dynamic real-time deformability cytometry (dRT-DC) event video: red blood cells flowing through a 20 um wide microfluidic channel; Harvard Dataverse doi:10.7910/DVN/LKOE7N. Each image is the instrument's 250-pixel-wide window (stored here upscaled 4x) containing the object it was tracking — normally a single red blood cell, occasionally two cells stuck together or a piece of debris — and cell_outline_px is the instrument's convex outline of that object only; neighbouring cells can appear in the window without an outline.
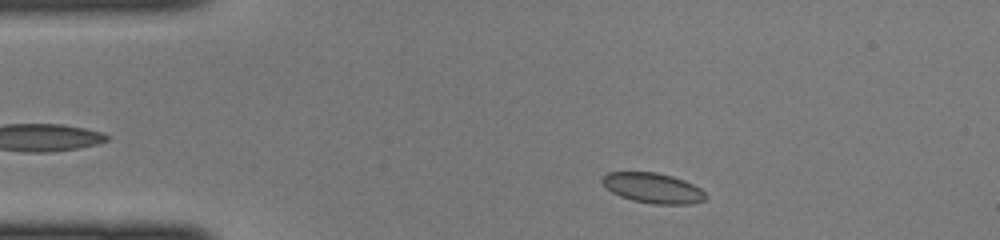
{"species": "common noctule bat (a hibernating species)", "species_latin": "Nyctalus noctula", "temperature_condition": "cold", "stored_images_in_passage": 34, "camera_frame_rate_fps": 3000, "um_per_image_px": 0.085, "animal": {"sex": "female", "body_mass_g": 22.0, "forearm_length_mm": 56.7}, "frame": {"image": 1, "passage_image": 3, "time_ms": 0.667, "image_size_px": [1000, 240], "cell_outline_px": [[708, 196], [704, 200], [692, 204], [652, 204], [632, 200], [620, 196], [612, 192], [600, 180], [600, 176], [608, 172], [656, 172], [672, 176], [684, 180], [700, 188]], "centroid_in_image_um": [55.49, 15.98], "position_along_channel_um": 29.5, "area_um2": 18.26}}
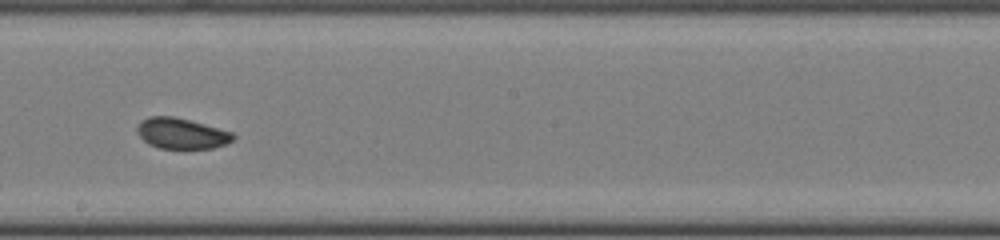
{"frame": {"image": 2, "passage_image": 20, "time_ms": 6.333, "image_size_px": [1000, 240], "cell_outline_px": [[236, 136], [232, 140], [224, 144], [212, 148], [160, 148], [148, 144], [136, 132], [136, 128], [140, 120], [148, 116], [172, 116], [204, 124], [232, 132]], "centroid_in_image_um": [15.38, 11.33], "position_along_channel_um": 232.8, "area_um2": 17.05}}
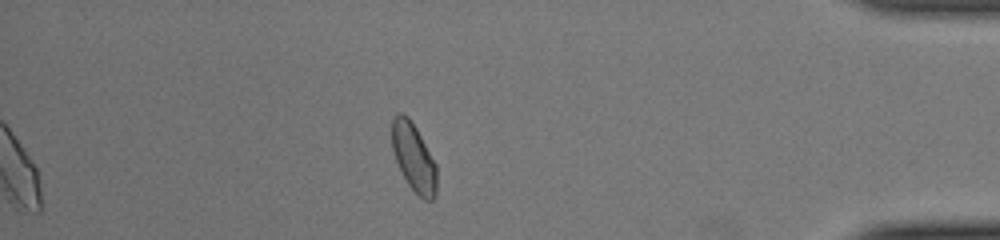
{"frame": {"image": 3, "passage_image": 34, "time_ms": 11.0, "image_size_px": [1000, 240], "cell_outline_px": [[436, 196], [432, 200], [424, 200], [408, 184], [396, 160], [392, 148], [392, 116], [396, 112], [400, 112], [408, 116], [416, 128], [436, 164]], "centroid_in_image_um": [35.15, 13.35], "position_along_channel_um": 400.0, "area_um2": 17.57}}